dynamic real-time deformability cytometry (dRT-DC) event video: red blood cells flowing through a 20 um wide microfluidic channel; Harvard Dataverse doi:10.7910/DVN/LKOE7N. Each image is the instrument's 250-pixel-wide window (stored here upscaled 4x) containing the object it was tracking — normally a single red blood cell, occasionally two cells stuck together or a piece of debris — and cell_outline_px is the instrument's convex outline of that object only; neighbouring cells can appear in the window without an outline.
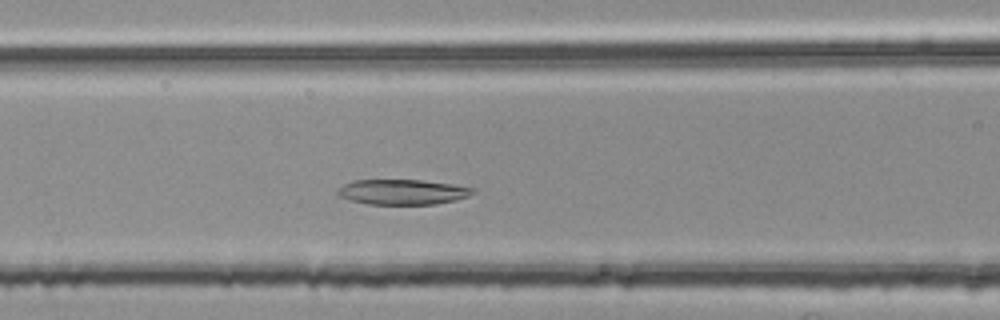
{"species": "common noctule bat (a hibernating species)", "species_latin": "Nyctalus noctula", "temperature_condition": "room temperature", "stored_images_in_passage": 35, "camera_frame_rate_fps": 3000, "um_per_image_px": 0.085, "animal": {"sex": "female", "body_mass_g": 25.1}, "frame": {"image": 1, "passage_image": 8, "time_ms": 2.333, "image_size_px": [1000, 320], "cell_outline_px": [[476, 192], [468, 196], [456, 200], [436, 204], [368, 204], [336, 196], [336, 192], [344, 184], [352, 180], [420, 180], [452, 184], [476, 188]], "centroid_in_image_um": [34.23, 16.31], "position_along_channel_um": 132.4, "area_um2": 19.88}}
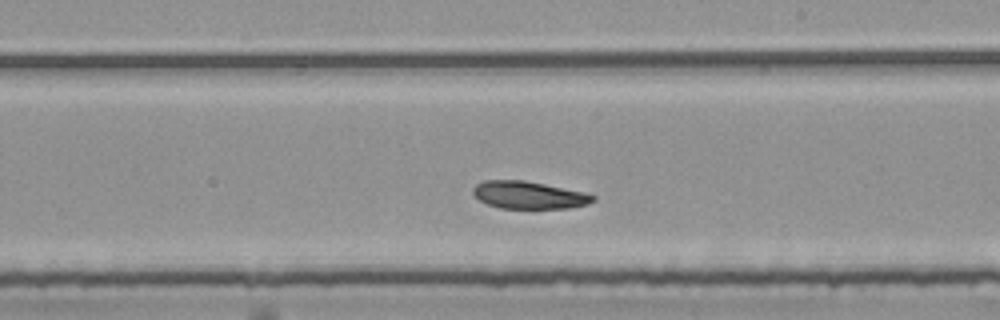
{"frame": {"image": 2, "passage_image": 17, "time_ms": 5.333, "image_size_px": [1000, 320], "cell_outline_px": [[596, 200], [588, 204], [568, 208], [500, 208], [488, 204], [480, 200], [472, 192], [472, 188], [476, 184], [484, 180], [524, 180], [584, 192], [596, 196]], "centroid_in_image_um": [44.95, 16.57], "position_along_channel_um": 244.0, "area_um2": 19.13}}
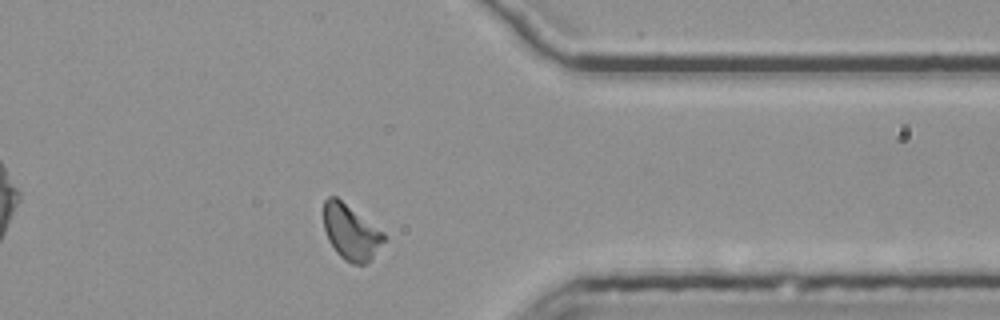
{"frame": {"image": 3, "passage_image": 29, "time_ms": 9.333, "image_size_px": [1000, 320], "cell_outline_px": [[384, 240], [372, 260], [364, 264], [352, 264], [344, 260], [336, 252], [328, 240], [324, 228], [324, 200], [328, 196], [336, 196], [384, 232]], "centroid_in_image_um": [29.81, 19.75], "position_along_channel_um": 381.6, "area_um2": 19.36}, "authors_computed_cell_mechanics": {"area_um2": 19.5364, "velocity_mm_per_s": 3.7372, "shape_relaxation_time_tau1_ms": null, "shape_relaxation_time_tau2_ms": 7.6326, "deformation_change_tau1": null, "deformation_change_tau2": 0.0993}}